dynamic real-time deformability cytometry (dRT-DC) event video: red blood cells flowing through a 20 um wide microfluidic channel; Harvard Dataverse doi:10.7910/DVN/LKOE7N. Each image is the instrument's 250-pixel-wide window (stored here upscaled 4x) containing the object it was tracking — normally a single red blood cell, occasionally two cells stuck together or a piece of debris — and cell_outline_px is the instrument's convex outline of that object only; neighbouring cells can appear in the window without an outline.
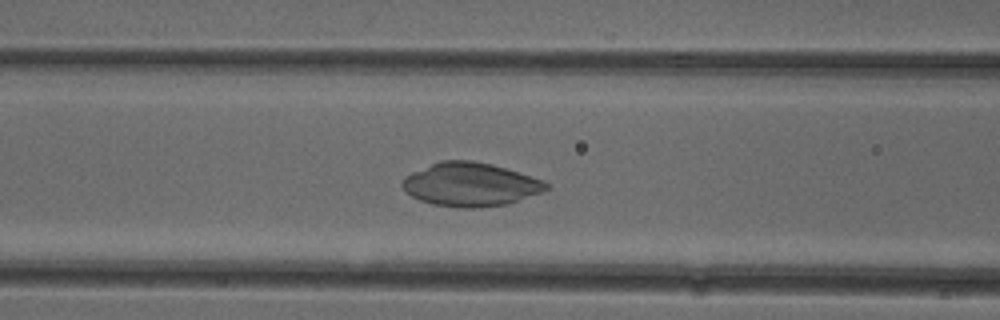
{"species": "common noctule bat (a hibernating species)", "species_latin": "Nyctalus noctula", "temperature_condition": "cold", "stored_images_in_passage": 49, "camera_frame_rate_fps": 3000, "um_per_image_px": 0.085, "animal": {"sex": "female"}, "frame": {"image": 1, "passage_image": 18, "time_ms": 5.667, "image_size_px": [1000, 320], "cell_outline_px": [[548, 188], [540, 192], [508, 204], [476, 208], [460, 208], [432, 204], [420, 200], [404, 192], [400, 184], [404, 176], [412, 172], [440, 160], [472, 160], [492, 164], [520, 172], [544, 180], [548, 184]], "centroid_in_image_um": [39.95, 15.68], "position_along_channel_um": 126.7, "area_um2": 36.7}}
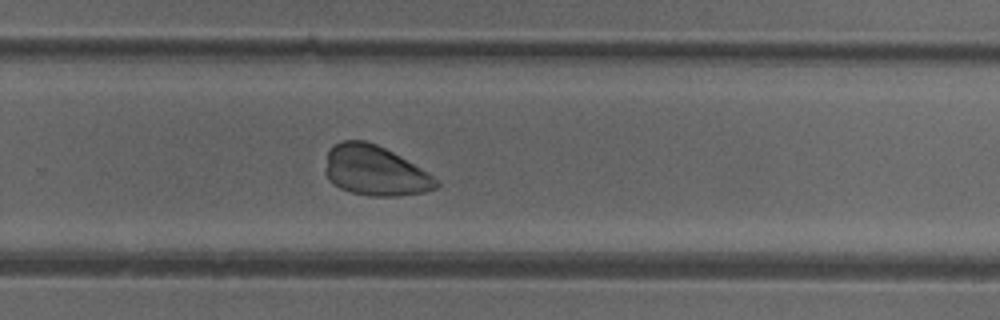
{"frame": {"image": 2, "passage_image": 31, "time_ms": 10.0, "image_size_px": [1000, 320], "cell_outline_px": [[440, 184], [436, 188], [424, 192], [396, 196], [368, 196], [352, 192], [340, 188], [332, 184], [328, 180], [324, 172], [328, 152], [332, 144], [344, 140], [364, 140], [376, 144], [400, 156], [428, 172]], "centroid_in_image_um": [31.83, 14.51], "position_along_channel_um": 298.0, "area_um2": 32.31}}
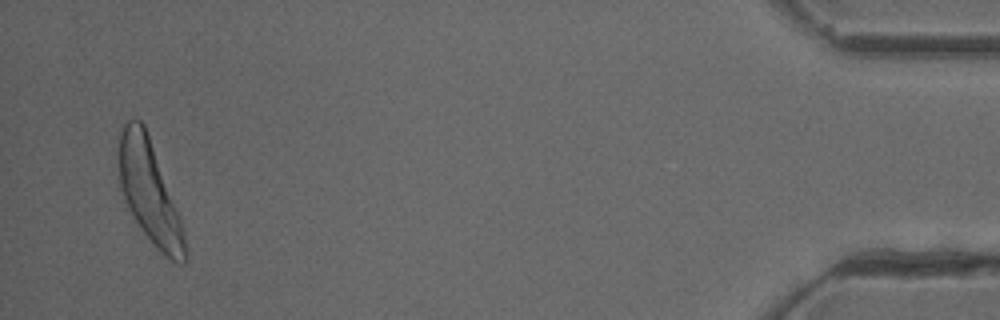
{"frame": {"image": 3, "passage_image": 47, "time_ms": 15.333, "image_size_px": [1000, 320], "cell_outline_px": [[188, 260], [184, 264], [176, 264], [164, 256], [156, 248], [140, 228], [120, 188], [120, 132], [124, 124], [128, 120], [140, 120], [144, 124], [180, 216], [184, 232]], "centroid_in_image_um": [12.75, 16.41], "position_along_channel_um": 422.4, "area_um2": 38.55}}